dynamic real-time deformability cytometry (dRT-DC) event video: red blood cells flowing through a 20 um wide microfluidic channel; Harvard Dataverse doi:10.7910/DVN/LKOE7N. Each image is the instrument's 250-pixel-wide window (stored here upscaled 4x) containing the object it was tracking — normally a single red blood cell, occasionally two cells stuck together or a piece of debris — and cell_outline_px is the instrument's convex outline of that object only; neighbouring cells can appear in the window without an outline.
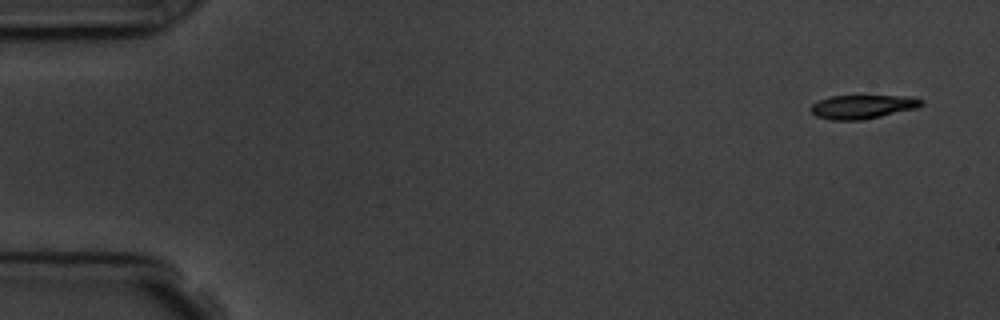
{"species": "common noctule bat (a hibernating species)", "species_latin": "Nyctalus noctula", "temperature_condition": "room temperature", "stored_images_in_passage": 5, "camera_frame_rate_fps": 3000, "um_per_image_px": 0.085, "animal": {"sex": "male", "body_mass_g": 19.5, "forearm_length_mm": 54.6}, "frame": {"image": 1, "passage_image": 1, "time_ms": 0.0, "image_size_px": [1000, 320], "cell_outline_px": [[924, 104], [916, 108], [880, 116], [860, 120], [832, 120], [816, 116], [812, 112], [812, 104], [820, 100], [832, 96], [912, 96], [924, 100]], "centroid_in_image_um": [73.36, 9.07], "position_along_channel_um": 11.6, "area_um2": 15.14}}
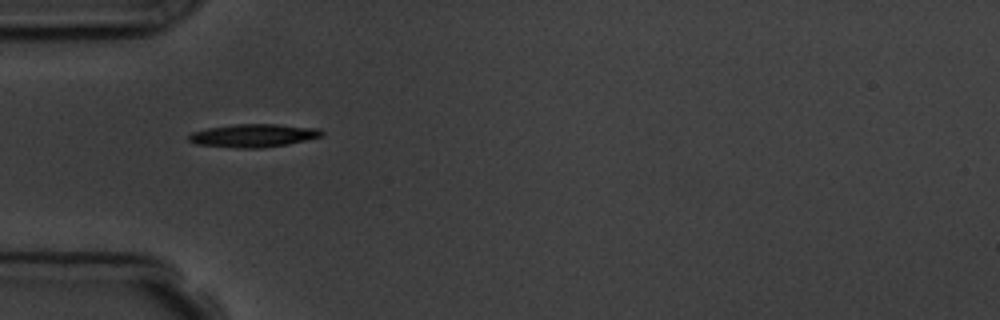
{"frame": {"image": 2, "passage_image": 5, "time_ms": 4.667, "image_size_px": [1000, 320], "cell_outline_px": [[324, 136], [288, 144], [264, 148], [240, 148], [196, 144], [188, 140], [188, 136], [192, 132], [208, 128], [236, 124], [276, 124], [320, 128], [324, 132]], "centroid_in_image_um": [21.59, 11.52], "position_along_channel_um": 63.4, "area_um2": 17.98}}